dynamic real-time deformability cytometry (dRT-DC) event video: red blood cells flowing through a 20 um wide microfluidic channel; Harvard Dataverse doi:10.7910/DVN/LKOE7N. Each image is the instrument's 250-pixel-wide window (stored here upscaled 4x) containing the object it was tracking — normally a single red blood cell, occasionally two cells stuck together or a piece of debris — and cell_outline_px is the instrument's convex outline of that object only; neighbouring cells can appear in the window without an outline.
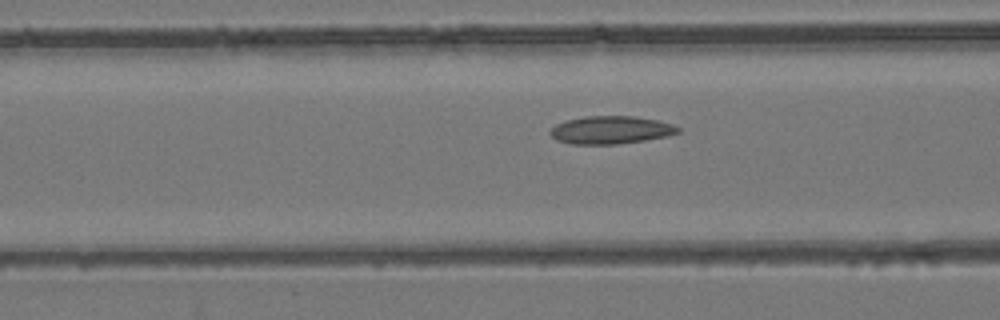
{"species": "common noctule bat (a hibernating species)", "species_latin": "Nyctalus noctula", "temperature_condition": "room temperature", "stored_images_in_passage": 50, "camera_frame_rate_fps": 3000, "um_per_image_px": 0.085, "animal": {"sex": "female", "body_mass_g": 24.6, "forearm_length_mm": 56.2}, "frame": {"image": 1, "passage_image": 20, "time_ms": 6.333, "image_size_px": [1000, 320], "cell_outline_px": [[680, 132], [668, 136], [644, 140], [616, 144], [572, 144], [556, 140], [548, 132], [556, 124], [564, 120], [588, 116], [632, 116], [656, 120], [672, 124], [680, 128]], "centroid_in_image_um": [51.9, 11.05], "position_along_channel_um": 114.7, "area_um2": 20.69}}
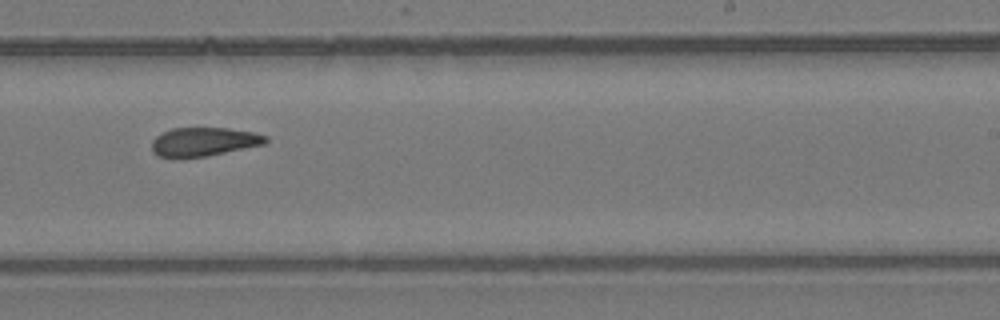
{"frame": {"image": 2, "passage_image": 32, "time_ms": 10.333, "image_size_px": [1000, 320], "cell_outline_px": [[268, 140], [264, 144], [208, 156], [180, 160], [176, 160], [156, 156], [152, 152], [152, 140], [156, 136], [172, 128], [228, 128], [252, 132], [268, 136]], "centroid_in_image_um": [17.25, 12.09], "position_along_channel_um": 271.7, "area_um2": 19.59}}
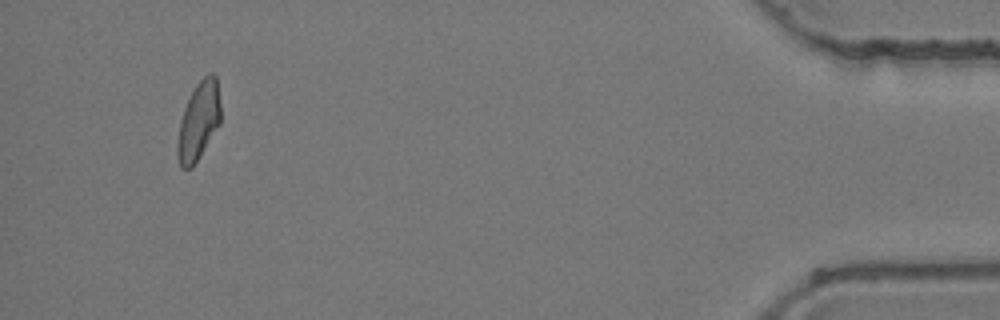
{"frame": {"image": 3, "passage_image": 49, "time_ms": 16.0, "image_size_px": [1000, 320], "cell_outline_px": [[220, 124], [192, 168], [180, 168], [176, 156], [176, 144], [180, 120], [184, 108], [196, 84], [208, 72], [216, 72], [220, 104]], "centroid_in_image_um": [16.87, 10.29], "position_along_channel_um": 418.3, "area_um2": 19.88}}